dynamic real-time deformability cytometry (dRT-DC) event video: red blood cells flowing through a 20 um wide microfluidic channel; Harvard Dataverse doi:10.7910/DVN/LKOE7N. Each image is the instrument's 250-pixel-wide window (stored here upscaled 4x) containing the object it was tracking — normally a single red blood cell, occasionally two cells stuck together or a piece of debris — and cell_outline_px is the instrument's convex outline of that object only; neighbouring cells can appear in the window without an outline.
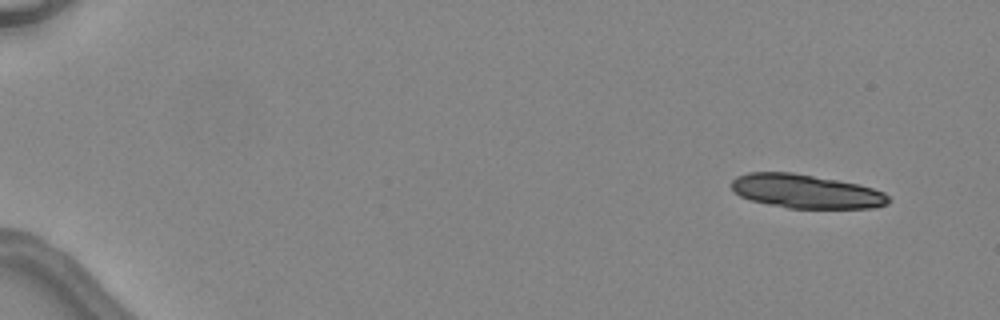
{"species": "common noctule bat (a hibernating species)", "species_latin": "Nyctalus noctula", "temperature_condition": "warm", "stored_images_in_passage": 5, "camera_frame_rate_fps": 3000, "um_per_image_px": 0.085, "animal": {"sex": "female", "body_mass_g": 24.6, "forearm_length_mm": 56.2}, "frame": {"image": 1, "passage_image": 1, "time_ms": 0.0, "image_size_px": [1000, 320], "cell_outline_px": [[892, 200], [888, 204], [876, 208], [788, 208], [768, 204], [752, 200], [740, 196], [732, 192], [732, 180], [736, 176], [748, 172], [792, 172], [860, 184], [884, 192]], "centroid_in_image_um": [68.52, 16.26], "position_along_channel_um": 16.5, "area_um2": 31.15}}